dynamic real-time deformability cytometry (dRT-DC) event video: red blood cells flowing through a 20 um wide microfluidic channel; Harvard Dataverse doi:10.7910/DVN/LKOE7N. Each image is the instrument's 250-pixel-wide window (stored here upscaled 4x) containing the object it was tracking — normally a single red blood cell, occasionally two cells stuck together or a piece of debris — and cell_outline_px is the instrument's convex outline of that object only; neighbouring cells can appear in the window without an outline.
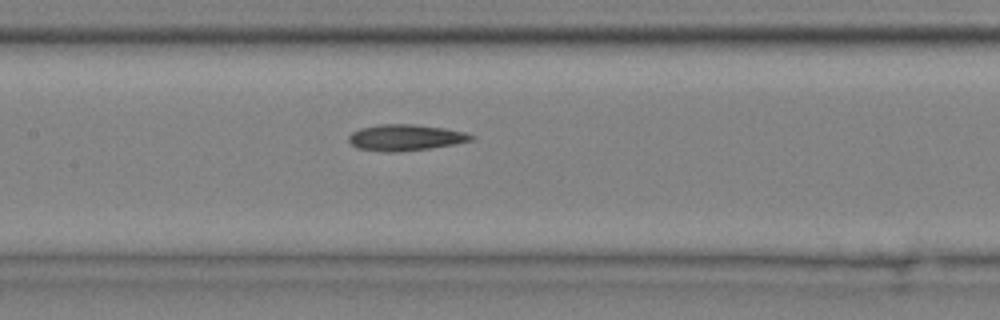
{"species": "common noctule bat (a hibernating species)", "species_latin": "Nyctalus noctula", "temperature_condition": "cold", "stored_images_in_passage": 5, "segment_of_instrument_passage": [2, 2], "camera_frame_rate_fps": 3000, "um_per_image_px": 0.085, "animal": {"sex": "male", "body_mass_g": 20.4}, "frame": {"image": 1, "passage_image": 5, "time_ms": 1.333, "image_size_px": [1000, 320], "cell_outline_px": [[476, 136], [472, 140], [452, 144], [428, 148], [396, 152], [388, 152], [356, 148], [348, 140], [348, 136], [352, 132], [360, 128], [380, 124], [412, 124], [444, 128], [464, 132]], "centroid_in_image_um": [34.42, 11.68], "position_along_channel_um": 173.0, "area_um2": 18.5}}